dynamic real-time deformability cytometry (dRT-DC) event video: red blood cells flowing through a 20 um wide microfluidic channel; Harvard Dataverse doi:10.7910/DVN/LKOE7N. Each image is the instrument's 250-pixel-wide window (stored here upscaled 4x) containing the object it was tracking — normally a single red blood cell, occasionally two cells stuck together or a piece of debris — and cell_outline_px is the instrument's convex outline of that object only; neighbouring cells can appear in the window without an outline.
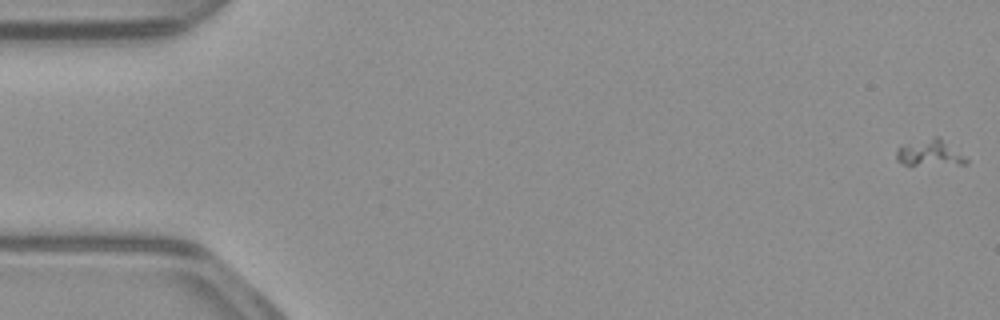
{"species": "common noctule bat (a hibernating species)", "species_latin": "Nyctalus noctula", "temperature_condition": "warm", "stored_images_in_passage": 53, "camera_frame_rate_fps": 3000, "um_per_image_px": 0.085, "animal": {"sex": "male", "body_mass_g": 23.1, "forearm_length_mm": 52.7}, "frame": {"image": 1, "passage_image": 1, "time_ms": 0.0, "image_size_px": [1000, 320], "cell_outline_px": [[968, 164], [904, 164], [896, 160], [896, 148], [900, 144], [936, 136], [940, 136], [964, 156], [968, 160]], "centroid_in_image_um": [78.99, 12.97], "position_along_channel_um": 6.0, "area_um2": 10.75}}
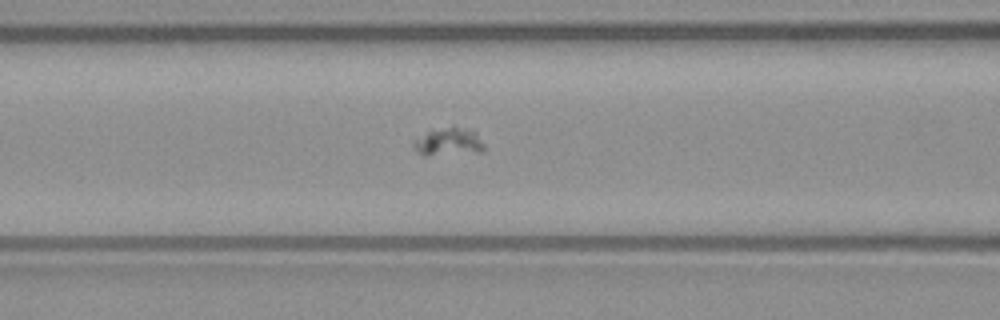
{"frame": {"image": 2, "passage_image": 22, "time_ms": 7.0, "image_size_px": [1000, 320], "cell_outline_px": [[484, 148], [480, 152], [424, 156], [412, 148], [412, 144], [428, 128], [452, 124], [476, 132], [484, 144]], "centroid_in_image_um": [38.08, 12.01], "position_along_channel_um": 128.5, "area_um2": 12.08}}
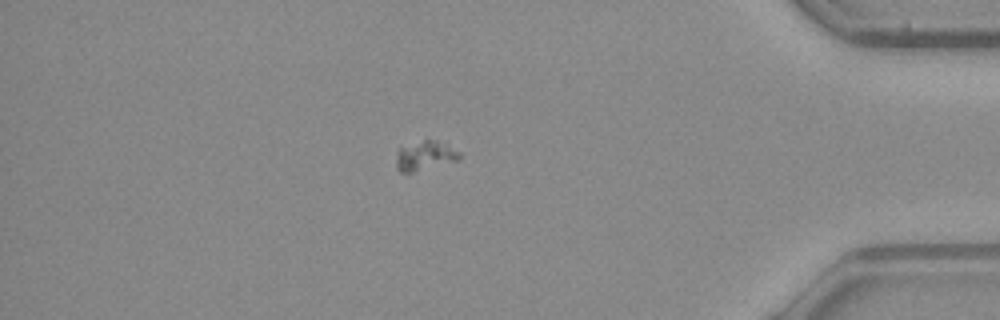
{"frame": {"image": 3, "passage_image": 46, "time_ms": 15.0, "image_size_px": [1000, 320], "cell_outline_px": [[460, 160], [412, 172], [400, 172], [396, 168], [396, 156], [400, 144], [428, 136], [448, 144], [460, 152]], "centroid_in_image_um": [36.09, 13.15], "position_along_channel_um": 399.1, "area_um2": 11.68}}